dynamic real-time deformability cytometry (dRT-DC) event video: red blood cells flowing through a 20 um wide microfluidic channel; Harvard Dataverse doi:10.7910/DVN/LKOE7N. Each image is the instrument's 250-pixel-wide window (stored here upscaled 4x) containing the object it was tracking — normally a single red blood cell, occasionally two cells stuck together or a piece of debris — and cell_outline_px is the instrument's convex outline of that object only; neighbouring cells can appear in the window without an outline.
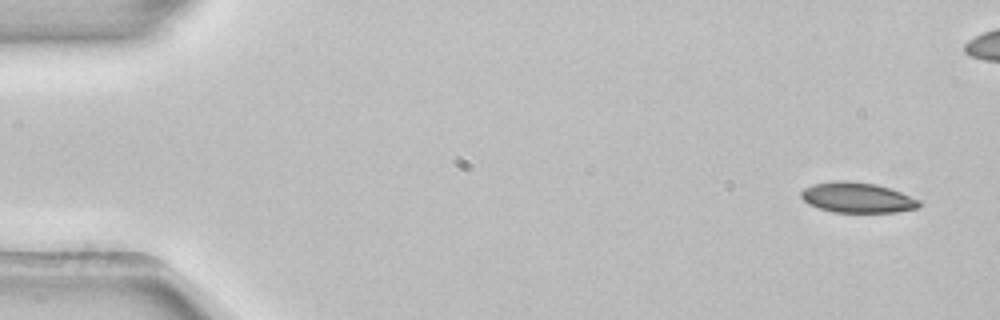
{"species": "common noctule bat (a hibernating species)", "species_latin": "Nyctalus noctula", "temperature_condition": "room temperature", "stored_images_in_passage": 4, "camera_frame_rate_fps": 3000, "um_per_image_px": 0.085, "animal": {"sex": "female", "body_mass_g": 22.7, "forearm_length_mm": 54.2}, "frame": {"image": 1, "passage_image": 1, "time_ms": 0.0, "image_size_px": [1000, 320], "cell_outline_px": [[920, 204], [916, 208], [896, 212], [832, 212], [808, 204], [800, 196], [800, 192], [804, 188], [812, 184], [840, 180], [844, 180], [876, 184], [900, 192], [920, 200]], "centroid_in_image_um": [72.83, 16.79], "position_along_channel_um": 12.2, "area_um2": 20.69}}